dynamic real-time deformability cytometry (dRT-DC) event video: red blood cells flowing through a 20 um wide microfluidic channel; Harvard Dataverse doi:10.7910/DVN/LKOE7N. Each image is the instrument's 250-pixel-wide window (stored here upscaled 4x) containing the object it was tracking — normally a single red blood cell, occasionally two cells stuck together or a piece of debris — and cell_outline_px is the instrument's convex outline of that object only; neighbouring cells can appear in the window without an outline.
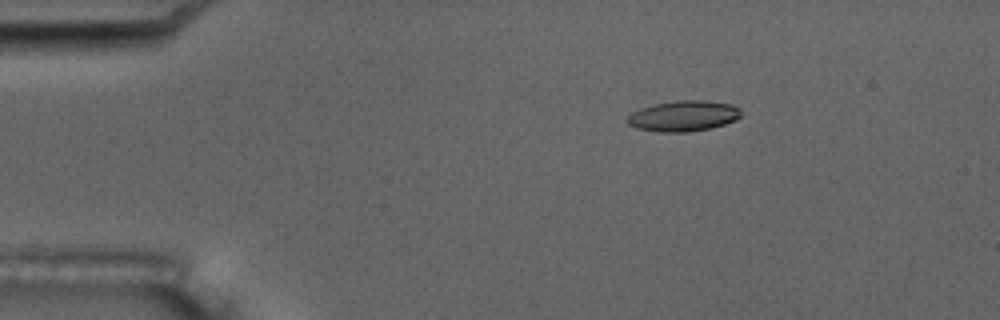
{"species": "common noctule bat (a hibernating species)", "species_latin": "Nyctalus noctula", "temperature_condition": "room temperature", "stored_images_in_passage": 5, "camera_frame_rate_fps": 3000, "um_per_image_px": 0.085, "animal": {"sex": "male", "body_mass_g": 17.5, "forearm_length_mm": 52.3}, "frame": {"image": 1, "passage_image": 5, "time_ms": 8.333, "image_size_px": [1000, 320], "cell_outline_px": [[740, 116], [736, 120], [712, 128], [688, 132], [660, 132], [636, 128], [628, 124], [628, 116], [632, 112], [640, 108], [656, 104], [676, 100], [704, 100], [732, 104], [740, 108]], "centroid_in_image_um": [58.11, 9.86], "position_along_channel_um": 26.9, "area_um2": 20.35}}